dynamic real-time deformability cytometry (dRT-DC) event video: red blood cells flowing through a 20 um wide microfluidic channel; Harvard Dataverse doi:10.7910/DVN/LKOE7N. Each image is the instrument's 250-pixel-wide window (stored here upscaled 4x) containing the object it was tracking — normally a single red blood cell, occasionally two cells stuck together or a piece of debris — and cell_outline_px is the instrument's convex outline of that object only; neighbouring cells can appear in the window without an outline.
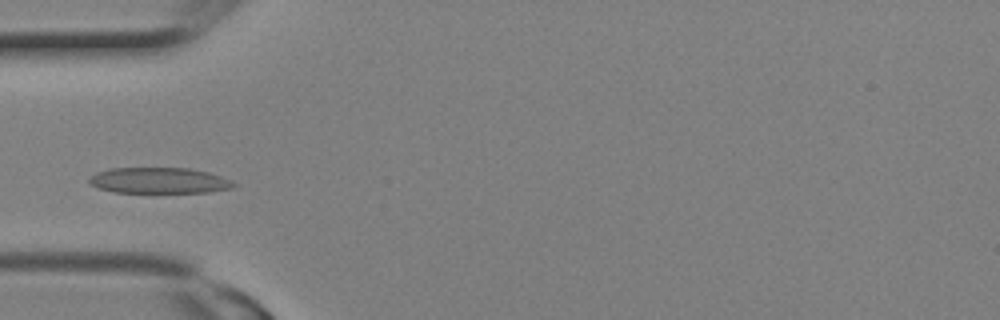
{"species": "Egyptian fruit bat (a non-hibernating species)", "species_latin": "Rousettus aegyptiacus", "temperature_condition": "room temperature", "stored_images_in_passage": 8, "camera_frame_rate_fps": 3000, "um_per_image_px": 0.085, "animal": {"sex": "female"}, "frame": {"image": 1, "passage_image": 7, "time_ms": 2.0, "image_size_px": [1000, 320], "cell_outline_px": [[236, 184], [232, 188], [208, 192], [112, 192], [96, 188], [88, 180], [88, 176], [96, 172], [108, 168], [188, 168], [208, 172], [232, 180]], "centroid_in_image_um": [13.47, 15.34], "position_along_channel_um": 71.5, "area_um2": 21.85}}